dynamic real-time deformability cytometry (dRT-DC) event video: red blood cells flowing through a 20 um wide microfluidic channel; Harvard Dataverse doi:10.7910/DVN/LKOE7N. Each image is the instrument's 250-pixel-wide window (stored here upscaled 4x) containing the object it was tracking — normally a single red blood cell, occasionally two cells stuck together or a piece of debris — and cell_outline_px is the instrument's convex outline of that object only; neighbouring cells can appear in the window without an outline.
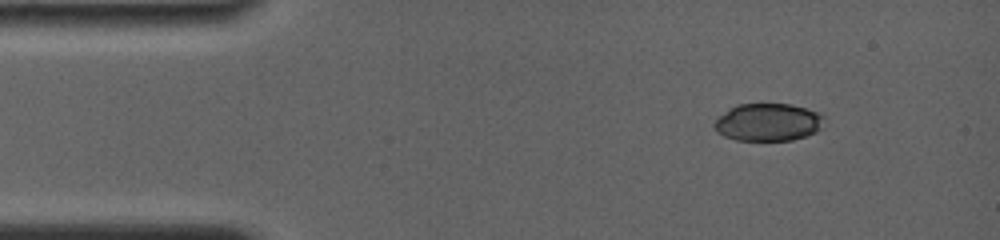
{"species": "common noctule bat (a hibernating species)", "species_latin": "Nyctalus noctula", "temperature_condition": "room temperature", "stored_images_in_passage": 20, "camera_frame_rate_fps": 4000, "um_per_image_px": 0.085, "animal": {"sex": "female", "body_mass_g": 19.0, "forearm_length_mm": 56.7}, "frame": {"image": 1, "passage_image": 1, "time_ms": 0.0, "image_size_px": [1000, 240], "cell_outline_px": [[824, 116], [820, 128], [816, 132], [792, 140], [736, 140], [724, 136], [716, 132], [712, 124], [728, 108], [736, 104], [792, 104], [816, 112]], "centroid_in_image_um": [65.24, 10.39], "position_along_channel_um": 19.8, "area_um2": 23.99}}
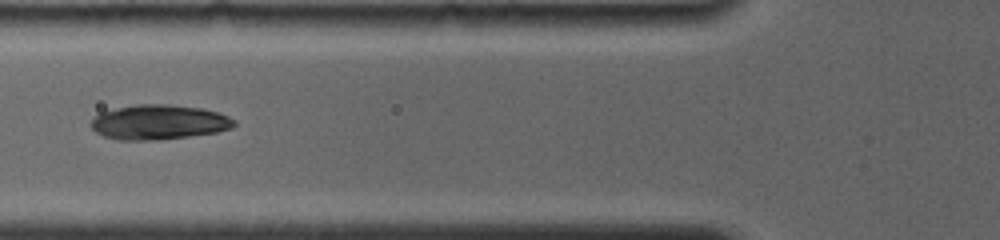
{"frame": {"image": 2, "passage_image": 12, "time_ms": 4.25, "image_size_px": [1000, 240], "cell_outline_px": [[236, 124], [232, 128], [216, 132], [160, 140], [116, 140], [104, 136], [96, 132], [88, 124], [100, 112], [136, 104], [168, 104], [200, 108], [216, 112], [228, 116], [236, 120]], "centroid_in_image_um": [13.48, 10.39], "position_along_channel_um": 112.3, "area_um2": 29.02}}
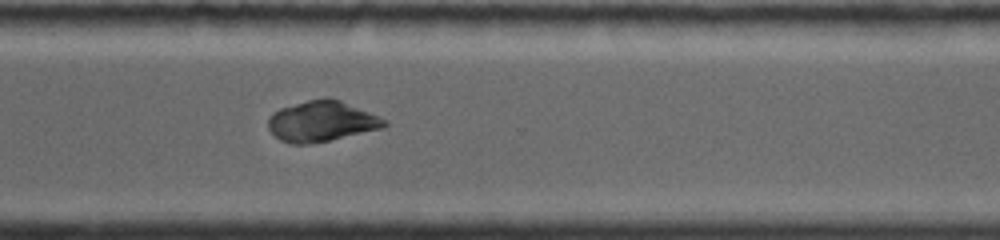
{"frame": {"image": 3, "passage_image": 20, "time_ms": 10.25, "image_size_px": [1000, 240], "cell_outline_px": [[388, 124], [384, 128], [328, 140], [308, 144], [292, 144], [280, 140], [268, 128], [268, 120], [272, 112], [280, 108], [308, 100], [324, 96], [328, 96], [340, 100], [380, 116], [388, 120]], "centroid_in_image_um": [27.36, 10.29], "position_along_channel_um": 343.2, "area_um2": 27.57}}